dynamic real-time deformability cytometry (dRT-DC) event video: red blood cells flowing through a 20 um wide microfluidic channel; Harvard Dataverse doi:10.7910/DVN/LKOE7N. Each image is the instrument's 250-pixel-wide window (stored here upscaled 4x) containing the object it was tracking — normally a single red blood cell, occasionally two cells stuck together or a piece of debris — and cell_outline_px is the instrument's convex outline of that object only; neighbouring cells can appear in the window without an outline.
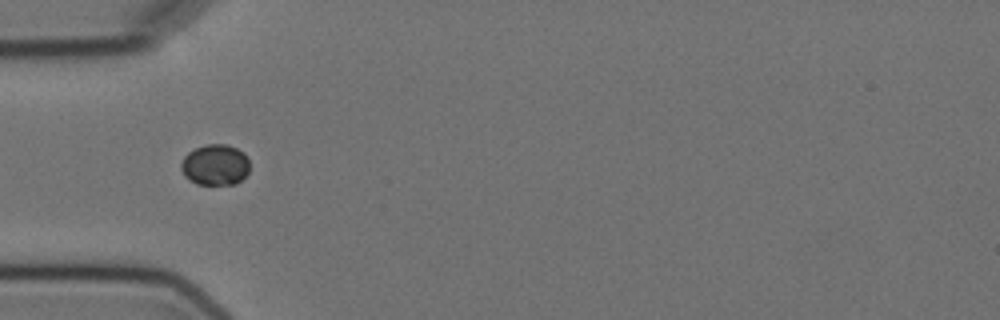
{"species": "Egyptian fruit bat (a non-hibernating species)", "species_latin": "Rousettus aegyptiacus", "temperature_condition": "cold", "stored_images_in_passage": 5, "camera_frame_rate_fps": 3000, "um_per_image_px": 0.085, "animal": {"sex": "female"}, "frame": {"image": 1, "passage_image": 3, "time_ms": 2.333, "image_size_px": [1000, 320], "cell_outline_px": [[248, 172], [236, 184], [196, 184], [188, 180], [184, 176], [180, 168], [180, 164], [184, 156], [188, 152], [196, 148], [208, 144], [228, 144], [244, 152], [248, 160]], "centroid_in_image_um": [18.26, 14.01], "position_along_channel_um": 66.7, "area_um2": 16.42}}
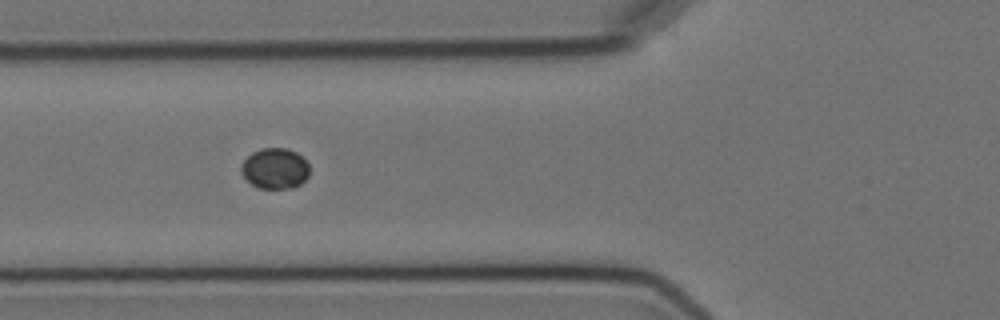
{"frame": {"image": 2, "passage_image": 4, "time_ms": 3.333, "image_size_px": [1000, 320], "cell_outline_px": [[308, 176], [300, 184], [292, 188], [256, 188], [240, 172], [240, 164], [252, 152], [260, 148], [288, 148], [296, 152], [308, 164]], "centroid_in_image_um": [23.34, 14.31], "position_along_channel_um": 102.5, "area_um2": 16.18}}
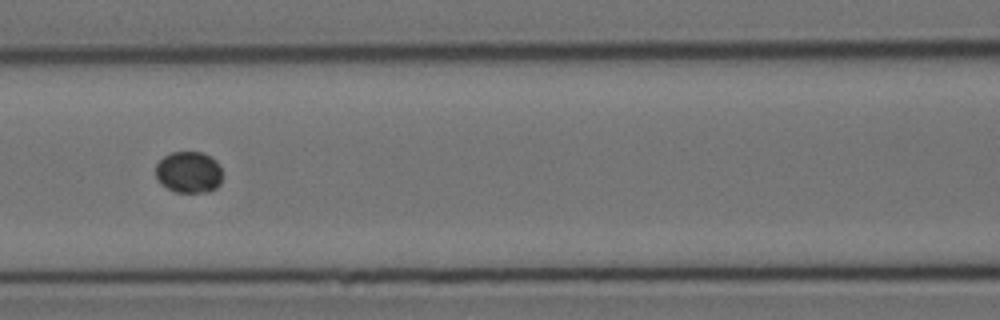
{"frame": {"image": 3, "passage_image": 5, "time_ms": 4.667, "image_size_px": [1000, 320], "cell_outline_px": [[220, 184], [216, 188], [208, 192], [176, 192], [160, 184], [156, 176], [156, 164], [164, 156], [172, 152], [200, 152], [212, 156], [220, 164]], "centroid_in_image_um": [16.04, 14.63], "position_along_channel_um": 150.6, "area_um2": 16.18}}